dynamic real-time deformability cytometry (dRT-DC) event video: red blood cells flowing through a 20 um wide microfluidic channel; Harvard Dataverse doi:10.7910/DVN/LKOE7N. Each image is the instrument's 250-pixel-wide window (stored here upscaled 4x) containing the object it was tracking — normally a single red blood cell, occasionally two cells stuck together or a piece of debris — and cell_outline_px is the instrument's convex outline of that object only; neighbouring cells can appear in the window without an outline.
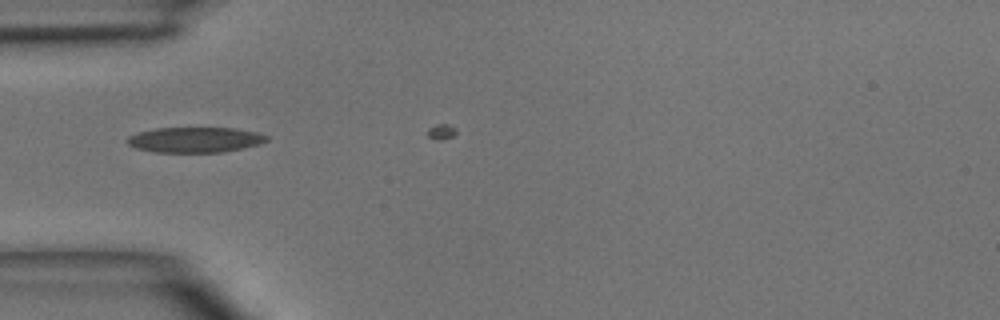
{"species": "common noctule bat (a hibernating species)", "species_latin": "Nyctalus noctula", "temperature_condition": "room temperature", "stored_images_in_passage": 4, "camera_frame_rate_fps": 3000, "um_per_image_px": 0.085, "animal": {"sex": "male", "body_mass_g": 15.6}, "frame": {"image": 1, "passage_image": 3, "time_ms": 3.333, "image_size_px": [1000, 320], "cell_outline_px": [[268, 140], [260, 144], [244, 148], [220, 152], [156, 152], [136, 148], [128, 144], [128, 136], [136, 132], [156, 128], [236, 128], [256, 132], [268, 136]], "centroid_in_image_um": [16.58, 11.87], "position_along_channel_um": 68.4, "area_um2": 20.58}}